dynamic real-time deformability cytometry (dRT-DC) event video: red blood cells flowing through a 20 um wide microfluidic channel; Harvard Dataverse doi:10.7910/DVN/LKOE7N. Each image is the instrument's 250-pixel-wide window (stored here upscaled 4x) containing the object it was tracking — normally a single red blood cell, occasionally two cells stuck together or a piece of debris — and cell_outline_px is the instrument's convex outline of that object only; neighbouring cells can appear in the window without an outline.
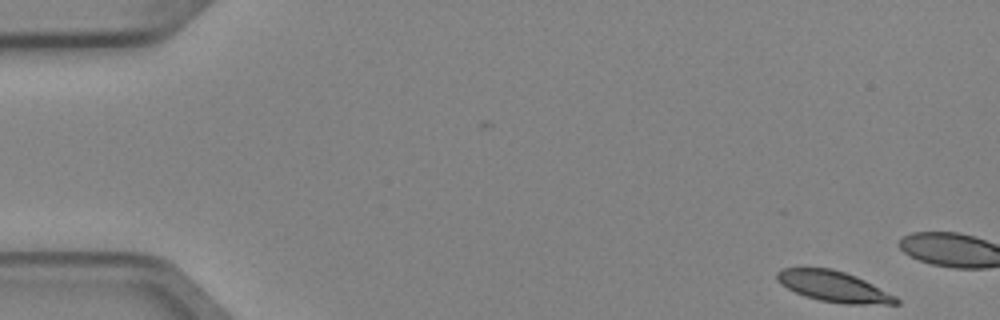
{"species": "Egyptian fruit bat (a non-hibernating species)", "species_latin": "Rousettus aegyptiacus", "temperature_condition": "cold", "stored_images_in_passage": 4, "camera_frame_rate_fps": 3000, "um_per_image_px": 0.085, "animal": {"sex": "female"}, "frame": {"image": 1, "passage_image": 1, "time_ms": 0.0, "image_size_px": [1000, 320], "cell_outline_px": [[900, 304], [844, 304], [820, 300], [804, 296], [780, 284], [776, 280], [776, 272], [784, 268], [832, 268], [856, 276], [896, 296], [900, 300]], "centroid_in_image_um": [70.86, 24.35], "position_along_channel_um": 14.1, "area_um2": 21.27}}